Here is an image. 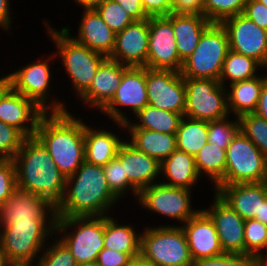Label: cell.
<instances>
[{
    "label": "cell",
    "mask_w": 267,
    "mask_h": 266,
    "mask_svg": "<svg viewBox=\"0 0 267 266\" xmlns=\"http://www.w3.org/2000/svg\"><path fill=\"white\" fill-rule=\"evenodd\" d=\"M53 103L52 113L48 116L46 112L40 118L35 137L48 150L60 172L68 178L85 161L84 123L72 117L63 104Z\"/></svg>",
    "instance_id": "obj_1"
},
{
    "label": "cell",
    "mask_w": 267,
    "mask_h": 266,
    "mask_svg": "<svg viewBox=\"0 0 267 266\" xmlns=\"http://www.w3.org/2000/svg\"><path fill=\"white\" fill-rule=\"evenodd\" d=\"M13 162L17 188L48 199L55 207L60 205L65 196L66 178L35 136L23 141Z\"/></svg>",
    "instance_id": "obj_2"
},
{
    "label": "cell",
    "mask_w": 267,
    "mask_h": 266,
    "mask_svg": "<svg viewBox=\"0 0 267 266\" xmlns=\"http://www.w3.org/2000/svg\"><path fill=\"white\" fill-rule=\"evenodd\" d=\"M67 186L71 189L65 190L64 200L57 207V218L105 216L106 210L118 200L107 184L103 166L86 161L66 178Z\"/></svg>",
    "instance_id": "obj_3"
},
{
    "label": "cell",
    "mask_w": 267,
    "mask_h": 266,
    "mask_svg": "<svg viewBox=\"0 0 267 266\" xmlns=\"http://www.w3.org/2000/svg\"><path fill=\"white\" fill-rule=\"evenodd\" d=\"M229 48L226 29L212 23L201 35L193 53L183 62L180 71L183 77L219 81Z\"/></svg>",
    "instance_id": "obj_4"
},
{
    "label": "cell",
    "mask_w": 267,
    "mask_h": 266,
    "mask_svg": "<svg viewBox=\"0 0 267 266\" xmlns=\"http://www.w3.org/2000/svg\"><path fill=\"white\" fill-rule=\"evenodd\" d=\"M140 255L152 266H192L187 238L182 227L146 229L140 235Z\"/></svg>",
    "instance_id": "obj_5"
},
{
    "label": "cell",
    "mask_w": 267,
    "mask_h": 266,
    "mask_svg": "<svg viewBox=\"0 0 267 266\" xmlns=\"http://www.w3.org/2000/svg\"><path fill=\"white\" fill-rule=\"evenodd\" d=\"M49 220L51 224L48 225L47 223H24L2 227L0 250L12 266H32L34 257L51 233V229L52 231L56 229L57 217H51Z\"/></svg>",
    "instance_id": "obj_6"
},
{
    "label": "cell",
    "mask_w": 267,
    "mask_h": 266,
    "mask_svg": "<svg viewBox=\"0 0 267 266\" xmlns=\"http://www.w3.org/2000/svg\"><path fill=\"white\" fill-rule=\"evenodd\" d=\"M49 32L57 44L67 73L81 96L90 87L100 64L107 57L75 41L69 36L68 28H62L59 32L50 28Z\"/></svg>",
    "instance_id": "obj_7"
},
{
    "label": "cell",
    "mask_w": 267,
    "mask_h": 266,
    "mask_svg": "<svg viewBox=\"0 0 267 266\" xmlns=\"http://www.w3.org/2000/svg\"><path fill=\"white\" fill-rule=\"evenodd\" d=\"M76 225H79L77 231L62 237L61 241L79 266H94L99 252L104 248L105 216L57 218L55 231Z\"/></svg>",
    "instance_id": "obj_8"
},
{
    "label": "cell",
    "mask_w": 267,
    "mask_h": 266,
    "mask_svg": "<svg viewBox=\"0 0 267 266\" xmlns=\"http://www.w3.org/2000/svg\"><path fill=\"white\" fill-rule=\"evenodd\" d=\"M267 181V159L241 130L226 148L225 184Z\"/></svg>",
    "instance_id": "obj_9"
},
{
    "label": "cell",
    "mask_w": 267,
    "mask_h": 266,
    "mask_svg": "<svg viewBox=\"0 0 267 266\" xmlns=\"http://www.w3.org/2000/svg\"><path fill=\"white\" fill-rule=\"evenodd\" d=\"M186 108L184 117L214 121L228 116L227 94L217 80L184 77Z\"/></svg>",
    "instance_id": "obj_10"
},
{
    "label": "cell",
    "mask_w": 267,
    "mask_h": 266,
    "mask_svg": "<svg viewBox=\"0 0 267 266\" xmlns=\"http://www.w3.org/2000/svg\"><path fill=\"white\" fill-rule=\"evenodd\" d=\"M182 66L172 27V13L168 16L149 17L148 55L145 67L180 72Z\"/></svg>",
    "instance_id": "obj_11"
},
{
    "label": "cell",
    "mask_w": 267,
    "mask_h": 266,
    "mask_svg": "<svg viewBox=\"0 0 267 266\" xmlns=\"http://www.w3.org/2000/svg\"><path fill=\"white\" fill-rule=\"evenodd\" d=\"M146 84L149 105L184 116L186 90L180 72L146 68Z\"/></svg>",
    "instance_id": "obj_12"
},
{
    "label": "cell",
    "mask_w": 267,
    "mask_h": 266,
    "mask_svg": "<svg viewBox=\"0 0 267 266\" xmlns=\"http://www.w3.org/2000/svg\"><path fill=\"white\" fill-rule=\"evenodd\" d=\"M221 25L227 31L231 51L251 57L262 67H267V30L242 13L225 19Z\"/></svg>",
    "instance_id": "obj_13"
},
{
    "label": "cell",
    "mask_w": 267,
    "mask_h": 266,
    "mask_svg": "<svg viewBox=\"0 0 267 266\" xmlns=\"http://www.w3.org/2000/svg\"><path fill=\"white\" fill-rule=\"evenodd\" d=\"M138 196L140 203L148 210L176 218L183 223L198 212L191 209L190 189L159 183L142 189Z\"/></svg>",
    "instance_id": "obj_14"
},
{
    "label": "cell",
    "mask_w": 267,
    "mask_h": 266,
    "mask_svg": "<svg viewBox=\"0 0 267 266\" xmlns=\"http://www.w3.org/2000/svg\"><path fill=\"white\" fill-rule=\"evenodd\" d=\"M117 105L129 106L135 115L148 105L146 67H129L123 73L121 83L112 100L102 109L124 128L128 119L119 112Z\"/></svg>",
    "instance_id": "obj_15"
},
{
    "label": "cell",
    "mask_w": 267,
    "mask_h": 266,
    "mask_svg": "<svg viewBox=\"0 0 267 266\" xmlns=\"http://www.w3.org/2000/svg\"><path fill=\"white\" fill-rule=\"evenodd\" d=\"M46 210L51 212L52 217H57V207L48 199L17 188L0 205V222L3 226L24 223H46Z\"/></svg>",
    "instance_id": "obj_16"
},
{
    "label": "cell",
    "mask_w": 267,
    "mask_h": 266,
    "mask_svg": "<svg viewBox=\"0 0 267 266\" xmlns=\"http://www.w3.org/2000/svg\"><path fill=\"white\" fill-rule=\"evenodd\" d=\"M45 113L33 100L9 85L0 92V121L15 127L26 138L35 136L38 122ZM27 121L31 123L30 128L24 126Z\"/></svg>",
    "instance_id": "obj_17"
},
{
    "label": "cell",
    "mask_w": 267,
    "mask_h": 266,
    "mask_svg": "<svg viewBox=\"0 0 267 266\" xmlns=\"http://www.w3.org/2000/svg\"><path fill=\"white\" fill-rule=\"evenodd\" d=\"M148 41L149 18L134 20L123 31L116 33L114 50L109 58L129 67H145Z\"/></svg>",
    "instance_id": "obj_18"
},
{
    "label": "cell",
    "mask_w": 267,
    "mask_h": 266,
    "mask_svg": "<svg viewBox=\"0 0 267 266\" xmlns=\"http://www.w3.org/2000/svg\"><path fill=\"white\" fill-rule=\"evenodd\" d=\"M216 194L242 219L260 221V210L267 198V181L220 185Z\"/></svg>",
    "instance_id": "obj_19"
},
{
    "label": "cell",
    "mask_w": 267,
    "mask_h": 266,
    "mask_svg": "<svg viewBox=\"0 0 267 266\" xmlns=\"http://www.w3.org/2000/svg\"><path fill=\"white\" fill-rule=\"evenodd\" d=\"M204 211L215 224L224 253L245 254V220L217 194H215V201L211 210Z\"/></svg>",
    "instance_id": "obj_20"
},
{
    "label": "cell",
    "mask_w": 267,
    "mask_h": 266,
    "mask_svg": "<svg viewBox=\"0 0 267 266\" xmlns=\"http://www.w3.org/2000/svg\"><path fill=\"white\" fill-rule=\"evenodd\" d=\"M183 226L192 260L224 254L212 219L203 210L185 222Z\"/></svg>",
    "instance_id": "obj_21"
},
{
    "label": "cell",
    "mask_w": 267,
    "mask_h": 266,
    "mask_svg": "<svg viewBox=\"0 0 267 266\" xmlns=\"http://www.w3.org/2000/svg\"><path fill=\"white\" fill-rule=\"evenodd\" d=\"M7 76L8 85L14 91L33 100L45 112L48 111L45 97L50 82V70L46 61H37Z\"/></svg>",
    "instance_id": "obj_22"
},
{
    "label": "cell",
    "mask_w": 267,
    "mask_h": 266,
    "mask_svg": "<svg viewBox=\"0 0 267 266\" xmlns=\"http://www.w3.org/2000/svg\"><path fill=\"white\" fill-rule=\"evenodd\" d=\"M129 66L107 57L99 66L90 87L80 96L85 103L102 110L113 98Z\"/></svg>",
    "instance_id": "obj_23"
},
{
    "label": "cell",
    "mask_w": 267,
    "mask_h": 266,
    "mask_svg": "<svg viewBox=\"0 0 267 266\" xmlns=\"http://www.w3.org/2000/svg\"><path fill=\"white\" fill-rule=\"evenodd\" d=\"M117 157L124 165L130 183L140 192L153 184L160 173V163L144 152L137 150L129 142H123L118 150Z\"/></svg>",
    "instance_id": "obj_24"
},
{
    "label": "cell",
    "mask_w": 267,
    "mask_h": 266,
    "mask_svg": "<svg viewBox=\"0 0 267 266\" xmlns=\"http://www.w3.org/2000/svg\"><path fill=\"white\" fill-rule=\"evenodd\" d=\"M78 38L75 41L89 49L110 57L115 46L116 33L103 21L96 9H85Z\"/></svg>",
    "instance_id": "obj_25"
},
{
    "label": "cell",
    "mask_w": 267,
    "mask_h": 266,
    "mask_svg": "<svg viewBox=\"0 0 267 266\" xmlns=\"http://www.w3.org/2000/svg\"><path fill=\"white\" fill-rule=\"evenodd\" d=\"M211 24L204 15L172 13L176 48L182 62L193 53L201 35Z\"/></svg>",
    "instance_id": "obj_26"
},
{
    "label": "cell",
    "mask_w": 267,
    "mask_h": 266,
    "mask_svg": "<svg viewBox=\"0 0 267 266\" xmlns=\"http://www.w3.org/2000/svg\"><path fill=\"white\" fill-rule=\"evenodd\" d=\"M85 161L105 166L117 156L123 143L118 136L108 131H95L84 124Z\"/></svg>",
    "instance_id": "obj_27"
},
{
    "label": "cell",
    "mask_w": 267,
    "mask_h": 266,
    "mask_svg": "<svg viewBox=\"0 0 267 266\" xmlns=\"http://www.w3.org/2000/svg\"><path fill=\"white\" fill-rule=\"evenodd\" d=\"M132 140L129 142L137 150L155 158L159 163L177 149L176 134L150 131L142 128H128Z\"/></svg>",
    "instance_id": "obj_28"
},
{
    "label": "cell",
    "mask_w": 267,
    "mask_h": 266,
    "mask_svg": "<svg viewBox=\"0 0 267 266\" xmlns=\"http://www.w3.org/2000/svg\"><path fill=\"white\" fill-rule=\"evenodd\" d=\"M161 171L170 181L163 184L177 188L190 189L199 178L194 157L178 149L160 163Z\"/></svg>",
    "instance_id": "obj_29"
},
{
    "label": "cell",
    "mask_w": 267,
    "mask_h": 266,
    "mask_svg": "<svg viewBox=\"0 0 267 266\" xmlns=\"http://www.w3.org/2000/svg\"><path fill=\"white\" fill-rule=\"evenodd\" d=\"M266 78V76L264 78L256 76L249 80L231 83V91L227 93L228 111L233 110L237 118L244 114L254 113Z\"/></svg>",
    "instance_id": "obj_30"
},
{
    "label": "cell",
    "mask_w": 267,
    "mask_h": 266,
    "mask_svg": "<svg viewBox=\"0 0 267 266\" xmlns=\"http://www.w3.org/2000/svg\"><path fill=\"white\" fill-rule=\"evenodd\" d=\"M140 119V124L125 123V127L142 128L150 131L163 132L167 134H176L180 121L183 115L172 111L163 110L160 108L146 105L136 114Z\"/></svg>",
    "instance_id": "obj_31"
},
{
    "label": "cell",
    "mask_w": 267,
    "mask_h": 266,
    "mask_svg": "<svg viewBox=\"0 0 267 266\" xmlns=\"http://www.w3.org/2000/svg\"><path fill=\"white\" fill-rule=\"evenodd\" d=\"M131 226H119L105 216L104 248L129 254L132 258L140 255V236Z\"/></svg>",
    "instance_id": "obj_32"
},
{
    "label": "cell",
    "mask_w": 267,
    "mask_h": 266,
    "mask_svg": "<svg viewBox=\"0 0 267 266\" xmlns=\"http://www.w3.org/2000/svg\"><path fill=\"white\" fill-rule=\"evenodd\" d=\"M199 175L204 172L214 182L215 188L225 185L226 149L207 142L194 156Z\"/></svg>",
    "instance_id": "obj_33"
},
{
    "label": "cell",
    "mask_w": 267,
    "mask_h": 266,
    "mask_svg": "<svg viewBox=\"0 0 267 266\" xmlns=\"http://www.w3.org/2000/svg\"><path fill=\"white\" fill-rule=\"evenodd\" d=\"M186 119L183 116L176 132L177 149L194 157L208 142V122Z\"/></svg>",
    "instance_id": "obj_34"
},
{
    "label": "cell",
    "mask_w": 267,
    "mask_h": 266,
    "mask_svg": "<svg viewBox=\"0 0 267 266\" xmlns=\"http://www.w3.org/2000/svg\"><path fill=\"white\" fill-rule=\"evenodd\" d=\"M258 66L262 65L255 59L229 50L222 66L219 82L224 85L223 81L228 78L231 80L229 83L252 79L257 76L255 72Z\"/></svg>",
    "instance_id": "obj_35"
},
{
    "label": "cell",
    "mask_w": 267,
    "mask_h": 266,
    "mask_svg": "<svg viewBox=\"0 0 267 266\" xmlns=\"http://www.w3.org/2000/svg\"><path fill=\"white\" fill-rule=\"evenodd\" d=\"M249 0H203L204 16L211 23L221 24L225 19L243 12Z\"/></svg>",
    "instance_id": "obj_36"
},
{
    "label": "cell",
    "mask_w": 267,
    "mask_h": 266,
    "mask_svg": "<svg viewBox=\"0 0 267 266\" xmlns=\"http://www.w3.org/2000/svg\"><path fill=\"white\" fill-rule=\"evenodd\" d=\"M241 132L249 138L267 159V120L255 113H248L239 118Z\"/></svg>",
    "instance_id": "obj_37"
},
{
    "label": "cell",
    "mask_w": 267,
    "mask_h": 266,
    "mask_svg": "<svg viewBox=\"0 0 267 266\" xmlns=\"http://www.w3.org/2000/svg\"><path fill=\"white\" fill-rule=\"evenodd\" d=\"M103 171L110 190L117 198L123 196L129 187L133 190V194L138 196L139 191L128 180L124 165L117 156L103 166Z\"/></svg>",
    "instance_id": "obj_38"
},
{
    "label": "cell",
    "mask_w": 267,
    "mask_h": 266,
    "mask_svg": "<svg viewBox=\"0 0 267 266\" xmlns=\"http://www.w3.org/2000/svg\"><path fill=\"white\" fill-rule=\"evenodd\" d=\"M96 11L115 33L123 31L134 21L125 9L113 0L105 1L96 8Z\"/></svg>",
    "instance_id": "obj_39"
},
{
    "label": "cell",
    "mask_w": 267,
    "mask_h": 266,
    "mask_svg": "<svg viewBox=\"0 0 267 266\" xmlns=\"http://www.w3.org/2000/svg\"><path fill=\"white\" fill-rule=\"evenodd\" d=\"M240 130L238 121L229 122L226 117L208 122V142L216 146L226 149L232 142V139Z\"/></svg>",
    "instance_id": "obj_40"
},
{
    "label": "cell",
    "mask_w": 267,
    "mask_h": 266,
    "mask_svg": "<svg viewBox=\"0 0 267 266\" xmlns=\"http://www.w3.org/2000/svg\"><path fill=\"white\" fill-rule=\"evenodd\" d=\"M245 254L258 258L259 250L267 246V225L255 219L245 220Z\"/></svg>",
    "instance_id": "obj_41"
},
{
    "label": "cell",
    "mask_w": 267,
    "mask_h": 266,
    "mask_svg": "<svg viewBox=\"0 0 267 266\" xmlns=\"http://www.w3.org/2000/svg\"><path fill=\"white\" fill-rule=\"evenodd\" d=\"M26 137L15 127L0 121V161H10Z\"/></svg>",
    "instance_id": "obj_42"
},
{
    "label": "cell",
    "mask_w": 267,
    "mask_h": 266,
    "mask_svg": "<svg viewBox=\"0 0 267 266\" xmlns=\"http://www.w3.org/2000/svg\"><path fill=\"white\" fill-rule=\"evenodd\" d=\"M257 258L250 254L224 253L219 256L194 260L192 266H257Z\"/></svg>",
    "instance_id": "obj_43"
},
{
    "label": "cell",
    "mask_w": 267,
    "mask_h": 266,
    "mask_svg": "<svg viewBox=\"0 0 267 266\" xmlns=\"http://www.w3.org/2000/svg\"><path fill=\"white\" fill-rule=\"evenodd\" d=\"M33 266V265H32ZM37 266H79L68 247L60 240L44 252Z\"/></svg>",
    "instance_id": "obj_44"
},
{
    "label": "cell",
    "mask_w": 267,
    "mask_h": 266,
    "mask_svg": "<svg viewBox=\"0 0 267 266\" xmlns=\"http://www.w3.org/2000/svg\"><path fill=\"white\" fill-rule=\"evenodd\" d=\"M17 189L16 170L13 160L0 161V205Z\"/></svg>",
    "instance_id": "obj_45"
},
{
    "label": "cell",
    "mask_w": 267,
    "mask_h": 266,
    "mask_svg": "<svg viewBox=\"0 0 267 266\" xmlns=\"http://www.w3.org/2000/svg\"><path fill=\"white\" fill-rule=\"evenodd\" d=\"M131 259L129 254L103 248L99 252L94 266H126Z\"/></svg>",
    "instance_id": "obj_46"
},
{
    "label": "cell",
    "mask_w": 267,
    "mask_h": 266,
    "mask_svg": "<svg viewBox=\"0 0 267 266\" xmlns=\"http://www.w3.org/2000/svg\"><path fill=\"white\" fill-rule=\"evenodd\" d=\"M260 28L267 30V7L259 0H249L242 12Z\"/></svg>",
    "instance_id": "obj_47"
},
{
    "label": "cell",
    "mask_w": 267,
    "mask_h": 266,
    "mask_svg": "<svg viewBox=\"0 0 267 266\" xmlns=\"http://www.w3.org/2000/svg\"><path fill=\"white\" fill-rule=\"evenodd\" d=\"M148 17L168 16L172 13V0H141Z\"/></svg>",
    "instance_id": "obj_48"
},
{
    "label": "cell",
    "mask_w": 267,
    "mask_h": 266,
    "mask_svg": "<svg viewBox=\"0 0 267 266\" xmlns=\"http://www.w3.org/2000/svg\"><path fill=\"white\" fill-rule=\"evenodd\" d=\"M172 13L204 15L203 0H172Z\"/></svg>",
    "instance_id": "obj_49"
},
{
    "label": "cell",
    "mask_w": 267,
    "mask_h": 266,
    "mask_svg": "<svg viewBox=\"0 0 267 266\" xmlns=\"http://www.w3.org/2000/svg\"><path fill=\"white\" fill-rule=\"evenodd\" d=\"M121 5L134 20L149 18L142 6L141 0H113Z\"/></svg>",
    "instance_id": "obj_50"
},
{
    "label": "cell",
    "mask_w": 267,
    "mask_h": 266,
    "mask_svg": "<svg viewBox=\"0 0 267 266\" xmlns=\"http://www.w3.org/2000/svg\"><path fill=\"white\" fill-rule=\"evenodd\" d=\"M259 117L267 120V78L264 80L257 108L254 112Z\"/></svg>",
    "instance_id": "obj_51"
},
{
    "label": "cell",
    "mask_w": 267,
    "mask_h": 266,
    "mask_svg": "<svg viewBox=\"0 0 267 266\" xmlns=\"http://www.w3.org/2000/svg\"><path fill=\"white\" fill-rule=\"evenodd\" d=\"M8 3V0H0V26L4 27L6 30L9 29L8 26L10 25Z\"/></svg>",
    "instance_id": "obj_52"
},
{
    "label": "cell",
    "mask_w": 267,
    "mask_h": 266,
    "mask_svg": "<svg viewBox=\"0 0 267 266\" xmlns=\"http://www.w3.org/2000/svg\"><path fill=\"white\" fill-rule=\"evenodd\" d=\"M79 5L85 9H96L99 5L103 4L107 0H75Z\"/></svg>",
    "instance_id": "obj_53"
},
{
    "label": "cell",
    "mask_w": 267,
    "mask_h": 266,
    "mask_svg": "<svg viewBox=\"0 0 267 266\" xmlns=\"http://www.w3.org/2000/svg\"><path fill=\"white\" fill-rule=\"evenodd\" d=\"M126 266H152L144 257L141 255L133 257Z\"/></svg>",
    "instance_id": "obj_54"
},
{
    "label": "cell",
    "mask_w": 267,
    "mask_h": 266,
    "mask_svg": "<svg viewBox=\"0 0 267 266\" xmlns=\"http://www.w3.org/2000/svg\"><path fill=\"white\" fill-rule=\"evenodd\" d=\"M260 222L267 225V198L263 202L260 210Z\"/></svg>",
    "instance_id": "obj_55"
},
{
    "label": "cell",
    "mask_w": 267,
    "mask_h": 266,
    "mask_svg": "<svg viewBox=\"0 0 267 266\" xmlns=\"http://www.w3.org/2000/svg\"><path fill=\"white\" fill-rule=\"evenodd\" d=\"M0 266H12L0 250Z\"/></svg>",
    "instance_id": "obj_56"
},
{
    "label": "cell",
    "mask_w": 267,
    "mask_h": 266,
    "mask_svg": "<svg viewBox=\"0 0 267 266\" xmlns=\"http://www.w3.org/2000/svg\"><path fill=\"white\" fill-rule=\"evenodd\" d=\"M8 85V76L0 78V92Z\"/></svg>",
    "instance_id": "obj_57"
},
{
    "label": "cell",
    "mask_w": 267,
    "mask_h": 266,
    "mask_svg": "<svg viewBox=\"0 0 267 266\" xmlns=\"http://www.w3.org/2000/svg\"><path fill=\"white\" fill-rule=\"evenodd\" d=\"M257 262L259 266H267V260H264L262 254L257 258Z\"/></svg>",
    "instance_id": "obj_58"
},
{
    "label": "cell",
    "mask_w": 267,
    "mask_h": 266,
    "mask_svg": "<svg viewBox=\"0 0 267 266\" xmlns=\"http://www.w3.org/2000/svg\"><path fill=\"white\" fill-rule=\"evenodd\" d=\"M263 5L267 7V0H259Z\"/></svg>",
    "instance_id": "obj_59"
}]
</instances>
